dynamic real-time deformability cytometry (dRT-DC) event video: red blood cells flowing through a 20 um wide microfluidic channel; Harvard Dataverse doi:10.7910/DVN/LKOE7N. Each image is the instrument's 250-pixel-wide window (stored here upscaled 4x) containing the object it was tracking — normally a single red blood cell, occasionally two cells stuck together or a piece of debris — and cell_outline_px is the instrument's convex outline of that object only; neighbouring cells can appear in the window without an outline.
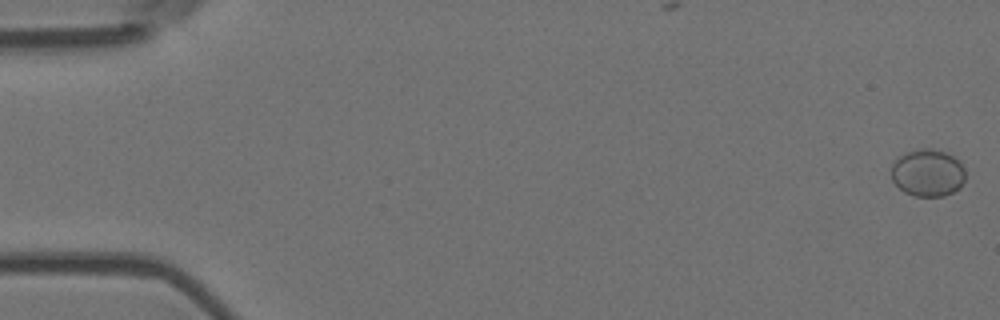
{"species": "Egyptian fruit bat (a non-hibernating species)", "species_latin": "Rousettus aegyptiacus", "temperature_condition": "room temperature", "stored_images_in_passage": 57, "camera_frame_rate_fps": 3000, "um_per_image_px": 0.085, "animal": {"sex": "female"}, "frame": {"image": 1, "passage_image": 1, "time_ms": 0.0, "image_size_px": [1000, 320], "cell_outline_px": [[964, 180], [960, 188], [944, 196], [916, 196], [904, 192], [892, 180], [892, 164], [900, 156], [908, 152], [920, 148], [932, 148], [944, 152], [952, 156], [964, 168]], "centroid_in_image_um": [78.85, 14.7], "position_along_channel_um": 6.1, "area_um2": 20.17}}
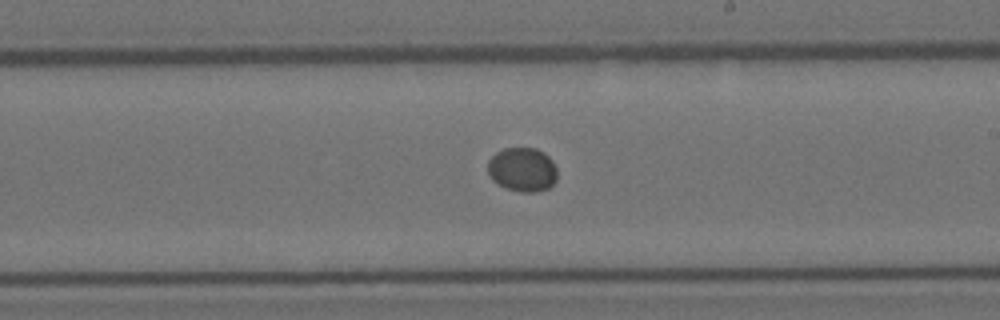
{"frame": {"image": 2, "passage_image": 33, "time_ms": 10.667, "image_size_px": [1000, 320], "cell_outline_px": [[556, 180], [548, 188], [536, 192], [520, 192], [508, 188], [492, 180], [488, 176], [488, 160], [496, 152], [504, 148], [536, 148], [544, 152], [552, 160], [556, 168]], "centroid_in_image_um": [44.4, 14.4], "position_along_channel_um": 244.6, "area_um2": 17.86}}
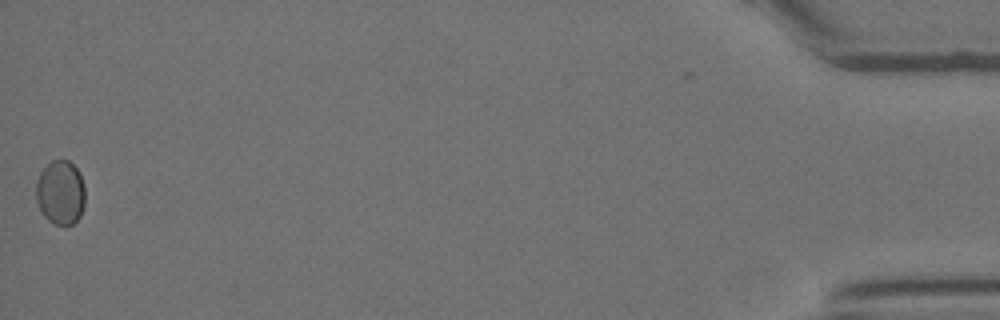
{"frame": {"image": 3, "passage_image": 56, "time_ms": 18.333, "image_size_px": [1000, 320], "cell_outline_px": [[84, 204], [80, 216], [72, 224], [56, 224], [48, 220], [44, 216], [36, 200], [36, 180], [40, 172], [52, 160], [68, 160], [80, 172], [84, 184]], "centroid_in_image_um": [5.14, 16.34], "position_along_channel_um": 430.1, "area_um2": 18.32}}